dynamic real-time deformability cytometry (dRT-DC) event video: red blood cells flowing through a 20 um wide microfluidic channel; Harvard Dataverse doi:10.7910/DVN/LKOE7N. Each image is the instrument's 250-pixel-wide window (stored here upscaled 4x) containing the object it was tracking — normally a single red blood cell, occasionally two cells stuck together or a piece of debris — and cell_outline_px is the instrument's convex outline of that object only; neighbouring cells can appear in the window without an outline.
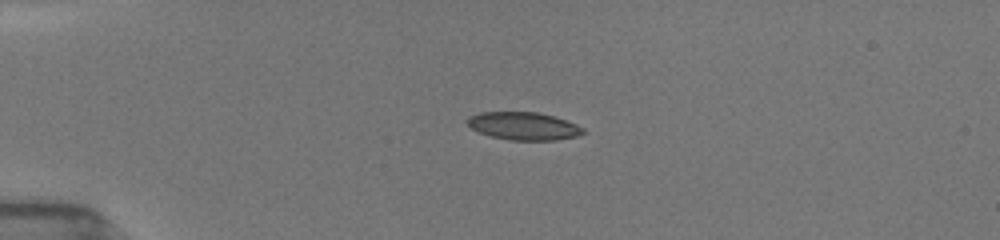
{"species": "common noctule bat (a hibernating species)", "species_latin": "Nyctalus noctula", "temperature_condition": "room temperature", "stored_images_in_passage": 10, "camera_frame_rate_fps": 3000, "um_per_image_px": 0.085, "animal": {"sex": "female", "body_mass_g": 19.5, "forearm_length_mm": 54.1}, "frame": {"image": 1, "passage_image": 1, "time_ms": 0.0, "image_size_px": [1000, 240], "cell_outline_px": [[584, 132], [576, 136], [556, 140], [508, 140], [492, 136], [480, 132], [472, 128], [468, 124], [468, 116], [480, 112], [536, 112], [552, 116], [576, 124], [584, 128]], "centroid_in_image_um": [44.5, 10.71], "position_along_channel_um": 40.5, "area_um2": 18.5}}
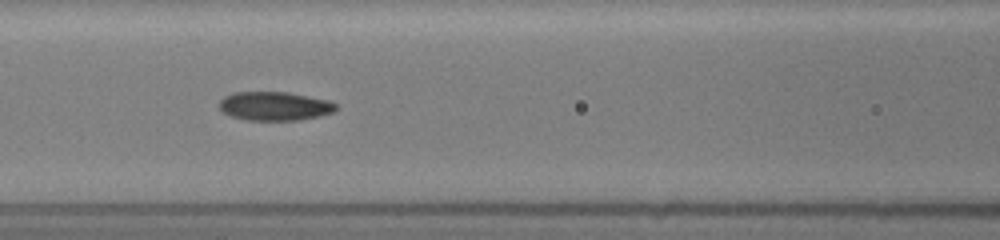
{"frame": {"image": 2, "passage_image": 6, "time_ms": 3.667, "image_size_px": [1000, 240], "cell_outline_px": [[340, 108], [332, 112], [320, 116], [300, 120], [248, 120], [232, 116], [224, 112], [220, 108], [220, 100], [224, 96], [236, 92], [288, 92], [328, 100], [336, 104]], "centroid_in_image_um": [23.38, 9.02], "position_along_channel_um": 143.2, "area_um2": 19.54}}
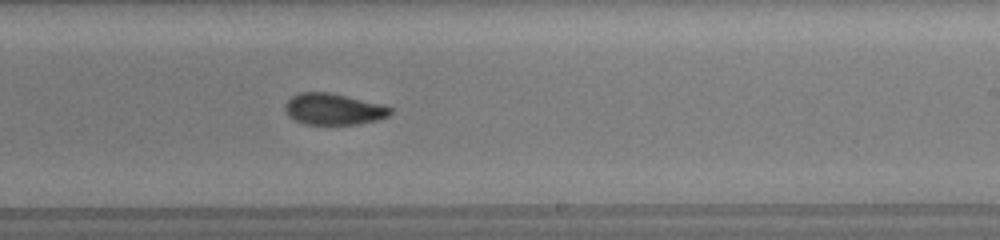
{"frame": {"image": 3, "passage_image": 10, "time_ms": 6.667, "image_size_px": [1000, 240], "cell_outline_px": [[392, 112], [388, 116], [380, 120], [356, 124], [304, 124], [288, 116], [284, 112], [284, 108], [288, 100], [292, 96], [300, 92], [328, 92], [380, 104], [392, 108]], "centroid_in_image_um": [28.33, 9.28], "position_along_channel_um": 260.7, "area_um2": 19.13}}